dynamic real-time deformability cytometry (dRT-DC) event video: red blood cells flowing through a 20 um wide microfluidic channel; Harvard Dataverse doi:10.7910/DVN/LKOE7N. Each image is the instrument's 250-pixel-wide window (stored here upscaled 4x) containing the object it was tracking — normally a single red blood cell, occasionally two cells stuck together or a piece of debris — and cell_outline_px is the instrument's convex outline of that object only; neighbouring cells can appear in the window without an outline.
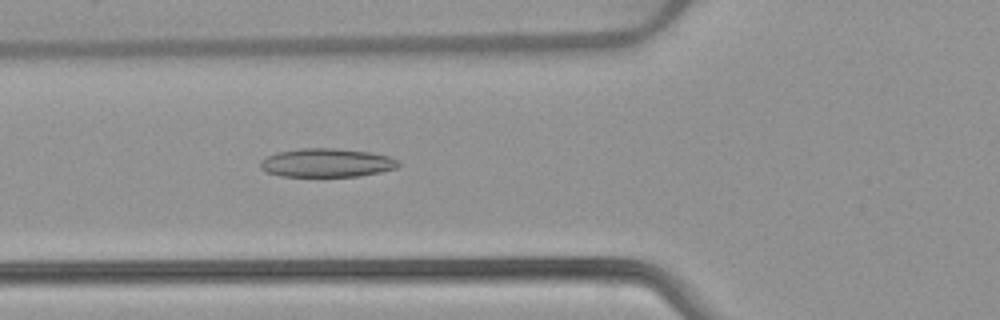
{"species": "common noctule bat (a hibernating species)", "species_latin": "Nyctalus noctula", "temperature_condition": "warm", "stored_images_in_passage": 53, "camera_frame_rate_fps": 3000, "um_per_image_px": 0.085, "animal": {"sex": "female", "body_mass_g": 22.7, "forearm_length_mm": 54.2}, "frame": {"image": 1, "passage_image": 20, "time_ms": 6.333, "image_size_px": [1000, 320], "cell_outline_px": [[400, 164], [396, 168], [380, 172], [360, 176], [280, 176], [268, 172], [260, 168], [260, 160], [276, 152], [300, 148], [336, 148], [372, 152], [392, 156], [400, 160]], "centroid_in_image_um": [27.81, 13.82], "position_along_channel_um": 98.0, "area_um2": 23.29}}
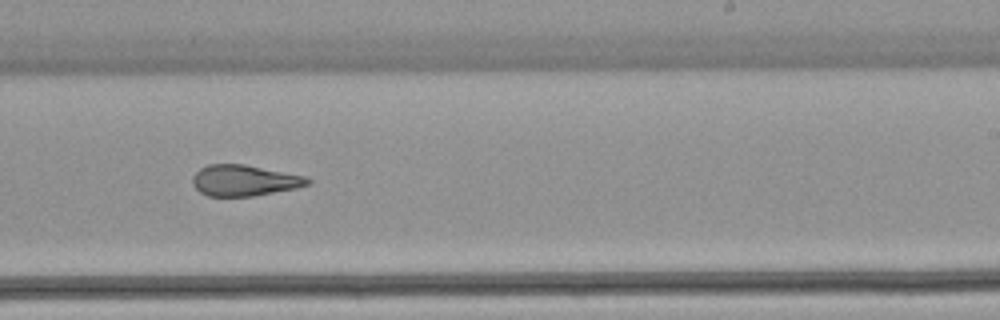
{"frame": {"image": 2, "passage_image": 33, "time_ms": 10.667, "image_size_px": [1000, 320], "cell_outline_px": [[312, 180], [308, 184], [296, 188], [252, 196], [208, 196], [200, 192], [192, 184], [192, 176], [200, 168], [208, 164], [244, 164], [308, 176]], "centroid_in_image_um": [20.77, 15.33], "position_along_channel_um": 268.2, "area_um2": 20.87}}
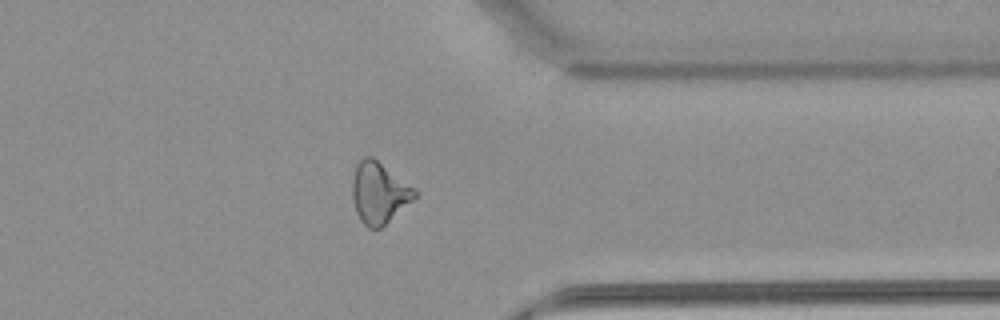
{"frame": {"image": 3, "passage_image": 42, "time_ms": 13.667, "image_size_px": [1000, 320], "cell_outline_px": [[420, 192], [412, 200], [380, 228], [368, 228], [360, 220], [356, 212], [352, 196], [352, 176], [356, 164], [364, 156], [372, 156], [416, 188]], "centroid_in_image_um": [32.21, 16.36], "position_along_channel_um": 379.2, "area_um2": 22.31}, "authors_computed_cell_mechanics": {"area_um2": 23.3512, "velocity_mm_per_s": 3.9306, "shape_relaxation_time_tau1_ms": null, "shape_relaxation_time_tau2_ms": 2.6793, "deformation_change_tau1": null, "deformation_change_tau2": 0.1279}}